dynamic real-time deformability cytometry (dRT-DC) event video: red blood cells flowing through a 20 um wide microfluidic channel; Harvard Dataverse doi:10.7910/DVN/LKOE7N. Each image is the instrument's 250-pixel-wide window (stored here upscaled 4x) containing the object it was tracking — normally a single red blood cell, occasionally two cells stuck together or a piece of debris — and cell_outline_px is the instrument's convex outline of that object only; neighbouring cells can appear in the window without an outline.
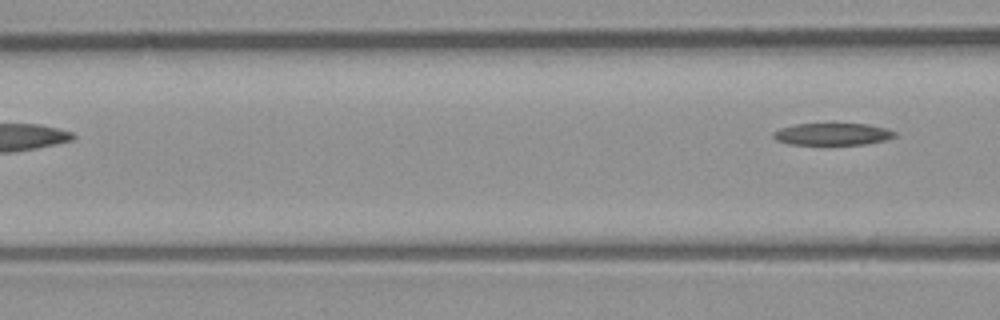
{"species": "common noctule bat (a hibernating species)", "species_latin": "Nyctalus noctula", "temperature_condition": "room temperature", "stored_images_in_passage": 3, "camera_frame_rate_fps": 3000, "um_per_image_px": 0.085, "animal": {"sex": "male", "body_mass_g": 23.1, "forearm_length_mm": 52.7}, "frame": {"image": 1, "passage_image": 3, "time_ms": 0.667, "image_size_px": [1000, 320], "cell_outline_px": [[896, 136], [888, 140], [864, 144], [788, 144], [776, 140], [772, 136], [772, 132], [780, 128], [796, 124], [832, 120], [868, 124], [888, 128], [896, 132]], "centroid_in_image_um": [70.78, 11.34], "position_along_channel_um": 95.8, "area_um2": 16.7}}